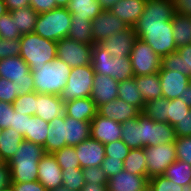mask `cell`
<instances>
[{"instance_id":"2644e50d","label":"cell","mask_w":191,"mask_h":191,"mask_svg":"<svg viewBox=\"0 0 191 191\" xmlns=\"http://www.w3.org/2000/svg\"><path fill=\"white\" fill-rule=\"evenodd\" d=\"M145 191H152L149 187Z\"/></svg>"},{"instance_id":"9a60e30c","label":"cell","mask_w":191,"mask_h":191,"mask_svg":"<svg viewBox=\"0 0 191 191\" xmlns=\"http://www.w3.org/2000/svg\"><path fill=\"white\" fill-rule=\"evenodd\" d=\"M122 124L99 114L90 122V137L102 144L121 140Z\"/></svg>"},{"instance_id":"7c38bea8","label":"cell","mask_w":191,"mask_h":191,"mask_svg":"<svg viewBox=\"0 0 191 191\" xmlns=\"http://www.w3.org/2000/svg\"><path fill=\"white\" fill-rule=\"evenodd\" d=\"M93 45L65 37L57 41V58L71 68L91 64Z\"/></svg>"},{"instance_id":"816d5d0a","label":"cell","mask_w":191,"mask_h":191,"mask_svg":"<svg viewBox=\"0 0 191 191\" xmlns=\"http://www.w3.org/2000/svg\"><path fill=\"white\" fill-rule=\"evenodd\" d=\"M14 106L9 102L0 101V127L5 130L12 125Z\"/></svg>"},{"instance_id":"4fadbf2b","label":"cell","mask_w":191,"mask_h":191,"mask_svg":"<svg viewBox=\"0 0 191 191\" xmlns=\"http://www.w3.org/2000/svg\"><path fill=\"white\" fill-rule=\"evenodd\" d=\"M128 26L110 11L103 10L92 20V39L95 44H100L112 34H118Z\"/></svg>"},{"instance_id":"ee69618b","label":"cell","mask_w":191,"mask_h":191,"mask_svg":"<svg viewBox=\"0 0 191 191\" xmlns=\"http://www.w3.org/2000/svg\"><path fill=\"white\" fill-rule=\"evenodd\" d=\"M22 34L17 30V25L12 19L10 12L0 17V38L12 40L20 38Z\"/></svg>"},{"instance_id":"b9f144b4","label":"cell","mask_w":191,"mask_h":191,"mask_svg":"<svg viewBox=\"0 0 191 191\" xmlns=\"http://www.w3.org/2000/svg\"><path fill=\"white\" fill-rule=\"evenodd\" d=\"M189 110L190 108L179 98L167 100L168 124L176 125Z\"/></svg>"},{"instance_id":"6f0895ef","label":"cell","mask_w":191,"mask_h":191,"mask_svg":"<svg viewBox=\"0 0 191 191\" xmlns=\"http://www.w3.org/2000/svg\"><path fill=\"white\" fill-rule=\"evenodd\" d=\"M12 191H48L38 180L32 182L12 183Z\"/></svg>"},{"instance_id":"ba28073f","label":"cell","mask_w":191,"mask_h":191,"mask_svg":"<svg viewBox=\"0 0 191 191\" xmlns=\"http://www.w3.org/2000/svg\"><path fill=\"white\" fill-rule=\"evenodd\" d=\"M94 74L91 64L71 68L67 84L59 94L60 99L65 103L70 100L90 97L93 89Z\"/></svg>"},{"instance_id":"7a4b0ae2","label":"cell","mask_w":191,"mask_h":191,"mask_svg":"<svg viewBox=\"0 0 191 191\" xmlns=\"http://www.w3.org/2000/svg\"><path fill=\"white\" fill-rule=\"evenodd\" d=\"M44 154L42 145L23 140L8 162L12 183L37 181L38 163Z\"/></svg>"},{"instance_id":"d590c367","label":"cell","mask_w":191,"mask_h":191,"mask_svg":"<svg viewBox=\"0 0 191 191\" xmlns=\"http://www.w3.org/2000/svg\"><path fill=\"white\" fill-rule=\"evenodd\" d=\"M49 122L44 121L38 116H29L28 133L23 137L24 140L45 146Z\"/></svg>"},{"instance_id":"8d00e7d4","label":"cell","mask_w":191,"mask_h":191,"mask_svg":"<svg viewBox=\"0 0 191 191\" xmlns=\"http://www.w3.org/2000/svg\"><path fill=\"white\" fill-rule=\"evenodd\" d=\"M124 170L135 175L147 177V165L144 148L130 149L124 163Z\"/></svg>"},{"instance_id":"f546056e","label":"cell","mask_w":191,"mask_h":191,"mask_svg":"<svg viewBox=\"0 0 191 191\" xmlns=\"http://www.w3.org/2000/svg\"><path fill=\"white\" fill-rule=\"evenodd\" d=\"M21 133L9 127L0 137V161L9 162L23 141Z\"/></svg>"},{"instance_id":"03108f58","label":"cell","mask_w":191,"mask_h":191,"mask_svg":"<svg viewBox=\"0 0 191 191\" xmlns=\"http://www.w3.org/2000/svg\"><path fill=\"white\" fill-rule=\"evenodd\" d=\"M70 0H52V9L55 8H66Z\"/></svg>"},{"instance_id":"83f0119b","label":"cell","mask_w":191,"mask_h":191,"mask_svg":"<svg viewBox=\"0 0 191 191\" xmlns=\"http://www.w3.org/2000/svg\"><path fill=\"white\" fill-rule=\"evenodd\" d=\"M135 84L138 87L145 103L162 97L160 77L158 73L145 76H136Z\"/></svg>"},{"instance_id":"94428289","label":"cell","mask_w":191,"mask_h":191,"mask_svg":"<svg viewBox=\"0 0 191 191\" xmlns=\"http://www.w3.org/2000/svg\"><path fill=\"white\" fill-rule=\"evenodd\" d=\"M8 12L30 6V0H4Z\"/></svg>"},{"instance_id":"e575fe53","label":"cell","mask_w":191,"mask_h":191,"mask_svg":"<svg viewBox=\"0 0 191 191\" xmlns=\"http://www.w3.org/2000/svg\"><path fill=\"white\" fill-rule=\"evenodd\" d=\"M68 37L89 45H94L92 39V20L71 17Z\"/></svg>"},{"instance_id":"30bf717a","label":"cell","mask_w":191,"mask_h":191,"mask_svg":"<svg viewBox=\"0 0 191 191\" xmlns=\"http://www.w3.org/2000/svg\"><path fill=\"white\" fill-rule=\"evenodd\" d=\"M134 76H145L158 73L161 69V57L151 46L138 38L130 54Z\"/></svg>"},{"instance_id":"6da1fadb","label":"cell","mask_w":191,"mask_h":191,"mask_svg":"<svg viewBox=\"0 0 191 191\" xmlns=\"http://www.w3.org/2000/svg\"><path fill=\"white\" fill-rule=\"evenodd\" d=\"M175 13L173 0H146L141 17L133 26L138 38L161 58L177 51L172 25Z\"/></svg>"},{"instance_id":"89a4df30","label":"cell","mask_w":191,"mask_h":191,"mask_svg":"<svg viewBox=\"0 0 191 191\" xmlns=\"http://www.w3.org/2000/svg\"><path fill=\"white\" fill-rule=\"evenodd\" d=\"M3 134V129L0 127V137Z\"/></svg>"},{"instance_id":"277c9868","label":"cell","mask_w":191,"mask_h":191,"mask_svg":"<svg viewBox=\"0 0 191 191\" xmlns=\"http://www.w3.org/2000/svg\"><path fill=\"white\" fill-rule=\"evenodd\" d=\"M70 72L71 67L58 58L45 63L41 70L31 72L35 92L38 94L59 95L67 84Z\"/></svg>"},{"instance_id":"f1b7e54d","label":"cell","mask_w":191,"mask_h":191,"mask_svg":"<svg viewBox=\"0 0 191 191\" xmlns=\"http://www.w3.org/2000/svg\"><path fill=\"white\" fill-rule=\"evenodd\" d=\"M67 10L74 18L93 20L103 10L97 0H70Z\"/></svg>"},{"instance_id":"cb8c5ba5","label":"cell","mask_w":191,"mask_h":191,"mask_svg":"<svg viewBox=\"0 0 191 191\" xmlns=\"http://www.w3.org/2000/svg\"><path fill=\"white\" fill-rule=\"evenodd\" d=\"M146 0H120L110 8L128 27H133L141 17Z\"/></svg>"},{"instance_id":"9f6ffc18","label":"cell","mask_w":191,"mask_h":191,"mask_svg":"<svg viewBox=\"0 0 191 191\" xmlns=\"http://www.w3.org/2000/svg\"><path fill=\"white\" fill-rule=\"evenodd\" d=\"M12 184V176L8 162L0 161V191L8 190Z\"/></svg>"},{"instance_id":"003e7915","label":"cell","mask_w":191,"mask_h":191,"mask_svg":"<svg viewBox=\"0 0 191 191\" xmlns=\"http://www.w3.org/2000/svg\"><path fill=\"white\" fill-rule=\"evenodd\" d=\"M8 12L4 0H0V17Z\"/></svg>"},{"instance_id":"603a6c76","label":"cell","mask_w":191,"mask_h":191,"mask_svg":"<svg viewBox=\"0 0 191 191\" xmlns=\"http://www.w3.org/2000/svg\"><path fill=\"white\" fill-rule=\"evenodd\" d=\"M160 71H176L191 78V44L181 46L176 52L163 56Z\"/></svg>"},{"instance_id":"7dc6e473","label":"cell","mask_w":191,"mask_h":191,"mask_svg":"<svg viewBox=\"0 0 191 191\" xmlns=\"http://www.w3.org/2000/svg\"><path fill=\"white\" fill-rule=\"evenodd\" d=\"M174 143L177 159L191 165V136L177 137Z\"/></svg>"},{"instance_id":"680465c9","label":"cell","mask_w":191,"mask_h":191,"mask_svg":"<svg viewBox=\"0 0 191 191\" xmlns=\"http://www.w3.org/2000/svg\"><path fill=\"white\" fill-rule=\"evenodd\" d=\"M30 6L41 14L52 10V0H30Z\"/></svg>"},{"instance_id":"8992f818","label":"cell","mask_w":191,"mask_h":191,"mask_svg":"<svg viewBox=\"0 0 191 191\" xmlns=\"http://www.w3.org/2000/svg\"><path fill=\"white\" fill-rule=\"evenodd\" d=\"M71 13L67 8H55L38 15L34 33L42 38L59 41L68 37Z\"/></svg>"},{"instance_id":"4dcf8cb0","label":"cell","mask_w":191,"mask_h":191,"mask_svg":"<svg viewBox=\"0 0 191 191\" xmlns=\"http://www.w3.org/2000/svg\"><path fill=\"white\" fill-rule=\"evenodd\" d=\"M172 25L176 47L191 44V16L176 12L172 17Z\"/></svg>"},{"instance_id":"2e32d148","label":"cell","mask_w":191,"mask_h":191,"mask_svg":"<svg viewBox=\"0 0 191 191\" xmlns=\"http://www.w3.org/2000/svg\"><path fill=\"white\" fill-rule=\"evenodd\" d=\"M38 181L48 190L63 185L62 169L51 153H45L38 163Z\"/></svg>"},{"instance_id":"681fc988","label":"cell","mask_w":191,"mask_h":191,"mask_svg":"<svg viewBox=\"0 0 191 191\" xmlns=\"http://www.w3.org/2000/svg\"><path fill=\"white\" fill-rule=\"evenodd\" d=\"M83 178L85 183L107 184L108 178L101 166L83 168Z\"/></svg>"},{"instance_id":"91938a15","label":"cell","mask_w":191,"mask_h":191,"mask_svg":"<svg viewBox=\"0 0 191 191\" xmlns=\"http://www.w3.org/2000/svg\"><path fill=\"white\" fill-rule=\"evenodd\" d=\"M175 12L191 16V0H173Z\"/></svg>"},{"instance_id":"ac0fdd59","label":"cell","mask_w":191,"mask_h":191,"mask_svg":"<svg viewBox=\"0 0 191 191\" xmlns=\"http://www.w3.org/2000/svg\"><path fill=\"white\" fill-rule=\"evenodd\" d=\"M81 169L100 166L105 159L104 144L91 137L75 146Z\"/></svg>"},{"instance_id":"7402d4cb","label":"cell","mask_w":191,"mask_h":191,"mask_svg":"<svg viewBox=\"0 0 191 191\" xmlns=\"http://www.w3.org/2000/svg\"><path fill=\"white\" fill-rule=\"evenodd\" d=\"M162 97L167 100L179 98L184 88L191 83V78L176 71H159Z\"/></svg>"},{"instance_id":"f6af8a7d","label":"cell","mask_w":191,"mask_h":191,"mask_svg":"<svg viewBox=\"0 0 191 191\" xmlns=\"http://www.w3.org/2000/svg\"><path fill=\"white\" fill-rule=\"evenodd\" d=\"M149 188L152 191H188L185 187L172 182L164 175L154 176L149 179Z\"/></svg>"},{"instance_id":"be15d7a7","label":"cell","mask_w":191,"mask_h":191,"mask_svg":"<svg viewBox=\"0 0 191 191\" xmlns=\"http://www.w3.org/2000/svg\"><path fill=\"white\" fill-rule=\"evenodd\" d=\"M189 108H191V83H189L183 90L179 97Z\"/></svg>"},{"instance_id":"4316f807","label":"cell","mask_w":191,"mask_h":191,"mask_svg":"<svg viewBox=\"0 0 191 191\" xmlns=\"http://www.w3.org/2000/svg\"><path fill=\"white\" fill-rule=\"evenodd\" d=\"M65 122V115L62 117H55L49 122L47 138L45 141V153L53 154L55 151L63 147H67L65 139H63L62 123Z\"/></svg>"},{"instance_id":"f35d334b","label":"cell","mask_w":191,"mask_h":191,"mask_svg":"<svg viewBox=\"0 0 191 191\" xmlns=\"http://www.w3.org/2000/svg\"><path fill=\"white\" fill-rule=\"evenodd\" d=\"M142 113L156 122L168 123L167 99L160 97L146 102Z\"/></svg>"},{"instance_id":"836d02e7","label":"cell","mask_w":191,"mask_h":191,"mask_svg":"<svg viewBox=\"0 0 191 191\" xmlns=\"http://www.w3.org/2000/svg\"><path fill=\"white\" fill-rule=\"evenodd\" d=\"M118 98L137 107L141 112L144 109L145 102L135 84V76L129 80L119 82Z\"/></svg>"},{"instance_id":"c3c4849f","label":"cell","mask_w":191,"mask_h":191,"mask_svg":"<svg viewBox=\"0 0 191 191\" xmlns=\"http://www.w3.org/2000/svg\"><path fill=\"white\" fill-rule=\"evenodd\" d=\"M20 38L7 40L0 38V60L7 57H14L20 55Z\"/></svg>"},{"instance_id":"52a82bcc","label":"cell","mask_w":191,"mask_h":191,"mask_svg":"<svg viewBox=\"0 0 191 191\" xmlns=\"http://www.w3.org/2000/svg\"><path fill=\"white\" fill-rule=\"evenodd\" d=\"M0 77L14 83L17 97L35 91L30 67L20 56L0 60Z\"/></svg>"},{"instance_id":"8fae6325","label":"cell","mask_w":191,"mask_h":191,"mask_svg":"<svg viewBox=\"0 0 191 191\" xmlns=\"http://www.w3.org/2000/svg\"><path fill=\"white\" fill-rule=\"evenodd\" d=\"M147 177L164 175L168 166L177 160L175 143L144 147Z\"/></svg>"},{"instance_id":"74e56055","label":"cell","mask_w":191,"mask_h":191,"mask_svg":"<svg viewBox=\"0 0 191 191\" xmlns=\"http://www.w3.org/2000/svg\"><path fill=\"white\" fill-rule=\"evenodd\" d=\"M121 140L130 148H143L141 146L140 123L137 118L122 123Z\"/></svg>"},{"instance_id":"6125c7cd","label":"cell","mask_w":191,"mask_h":191,"mask_svg":"<svg viewBox=\"0 0 191 191\" xmlns=\"http://www.w3.org/2000/svg\"><path fill=\"white\" fill-rule=\"evenodd\" d=\"M80 191H108V184L85 183Z\"/></svg>"},{"instance_id":"f907efd6","label":"cell","mask_w":191,"mask_h":191,"mask_svg":"<svg viewBox=\"0 0 191 191\" xmlns=\"http://www.w3.org/2000/svg\"><path fill=\"white\" fill-rule=\"evenodd\" d=\"M16 98V86L14 83L0 77V101L13 104Z\"/></svg>"},{"instance_id":"db71d44e","label":"cell","mask_w":191,"mask_h":191,"mask_svg":"<svg viewBox=\"0 0 191 191\" xmlns=\"http://www.w3.org/2000/svg\"><path fill=\"white\" fill-rule=\"evenodd\" d=\"M28 126L29 116L16 112L14 108L12 125H10V127L21 133V135L24 137L28 133Z\"/></svg>"},{"instance_id":"d4e9b609","label":"cell","mask_w":191,"mask_h":191,"mask_svg":"<svg viewBox=\"0 0 191 191\" xmlns=\"http://www.w3.org/2000/svg\"><path fill=\"white\" fill-rule=\"evenodd\" d=\"M63 139L67 146L75 147L77 144L90 138V122L78 121L65 115L62 123Z\"/></svg>"},{"instance_id":"44dd1931","label":"cell","mask_w":191,"mask_h":191,"mask_svg":"<svg viewBox=\"0 0 191 191\" xmlns=\"http://www.w3.org/2000/svg\"><path fill=\"white\" fill-rule=\"evenodd\" d=\"M64 115L65 103L60 99L59 95L38 94L36 92L35 116L50 122L55 117H62Z\"/></svg>"},{"instance_id":"ab89813d","label":"cell","mask_w":191,"mask_h":191,"mask_svg":"<svg viewBox=\"0 0 191 191\" xmlns=\"http://www.w3.org/2000/svg\"><path fill=\"white\" fill-rule=\"evenodd\" d=\"M57 163L61 169H72L73 167H81L76 154L75 147L67 146L53 153Z\"/></svg>"},{"instance_id":"9c48e42d","label":"cell","mask_w":191,"mask_h":191,"mask_svg":"<svg viewBox=\"0 0 191 191\" xmlns=\"http://www.w3.org/2000/svg\"><path fill=\"white\" fill-rule=\"evenodd\" d=\"M137 121L140 123L141 146L143 148L175 142L177 138L174 127L166 122H156L146 117L142 112L137 117Z\"/></svg>"},{"instance_id":"a7ac6f4b","label":"cell","mask_w":191,"mask_h":191,"mask_svg":"<svg viewBox=\"0 0 191 191\" xmlns=\"http://www.w3.org/2000/svg\"><path fill=\"white\" fill-rule=\"evenodd\" d=\"M50 191H71L68 187H65L64 185L58 186L57 188H54Z\"/></svg>"},{"instance_id":"3957f363","label":"cell","mask_w":191,"mask_h":191,"mask_svg":"<svg viewBox=\"0 0 191 191\" xmlns=\"http://www.w3.org/2000/svg\"><path fill=\"white\" fill-rule=\"evenodd\" d=\"M20 44L19 56L29 65L31 72L41 70L45 63L57 58V42L35 33L23 34Z\"/></svg>"},{"instance_id":"7bdbcfd3","label":"cell","mask_w":191,"mask_h":191,"mask_svg":"<svg viewBox=\"0 0 191 191\" xmlns=\"http://www.w3.org/2000/svg\"><path fill=\"white\" fill-rule=\"evenodd\" d=\"M13 106L16 112L28 116H34L36 109V92L34 91L29 94H22L18 96L14 100Z\"/></svg>"},{"instance_id":"ffe728a7","label":"cell","mask_w":191,"mask_h":191,"mask_svg":"<svg viewBox=\"0 0 191 191\" xmlns=\"http://www.w3.org/2000/svg\"><path fill=\"white\" fill-rule=\"evenodd\" d=\"M107 184L108 191H145L149 187V178L122 170L110 177Z\"/></svg>"},{"instance_id":"bcb514c9","label":"cell","mask_w":191,"mask_h":191,"mask_svg":"<svg viewBox=\"0 0 191 191\" xmlns=\"http://www.w3.org/2000/svg\"><path fill=\"white\" fill-rule=\"evenodd\" d=\"M104 147L105 156L115 160L124 161L130 151V148L122 140L104 144Z\"/></svg>"},{"instance_id":"11a10c76","label":"cell","mask_w":191,"mask_h":191,"mask_svg":"<svg viewBox=\"0 0 191 191\" xmlns=\"http://www.w3.org/2000/svg\"><path fill=\"white\" fill-rule=\"evenodd\" d=\"M176 137H188L191 136V108L187 114L173 126Z\"/></svg>"},{"instance_id":"d6a6232c","label":"cell","mask_w":191,"mask_h":191,"mask_svg":"<svg viewBox=\"0 0 191 191\" xmlns=\"http://www.w3.org/2000/svg\"><path fill=\"white\" fill-rule=\"evenodd\" d=\"M12 19L17 25V30L23 34L34 33L38 13L29 6L20 9H15L10 12Z\"/></svg>"},{"instance_id":"e7e4bbea","label":"cell","mask_w":191,"mask_h":191,"mask_svg":"<svg viewBox=\"0 0 191 191\" xmlns=\"http://www.w3.org/2000/svg\"><path fill=\"white\" fill-rule=\"evenodd\" d=\"M98 3L100 4L102 10H106L109 11L110 8L116 4L117 2H119L120 0H97Z\"/></svg>"},{"instance_id":"e0dca14e","label":"cell","mask_w":191,"mask_h":191,"mask_svg":"<svg viewBox=\"0 0 191 191\" xmlns=\"http://www.w3.org/2000/svg\"><path fill=\"white\" fill-rule=\"evenodd\" d=\"M97 114L122 124L127 120L137 118L141 111L137 107L117 98L99 106Z\"/></svg>"},{"instance_id":"60d3db41","label":"cell","mask_w":191,"mask_h":191,"mask_svg":"<svg viewBox=\"0 0 191 191\" xmlns=\"http://www.w3.org/2000/svg\"><path fill=\"white\" fill-rule=\"evenodd\" d=\"M81 167L62 169L63 185L71 191H80L84 186V178Z\"/></svg>"},{"instance_id":"d6986e66","label":"cell","mask_w":191,"mask_h":191,"mask_svg":"<svg viewBox=\"0 0 191 191\" xmlns=\"http://www.w3.org/2000/svg\"><path fill=\"white\" fill-rule=\"evenodd\" d=\"M118 85L119 82L110 76L94 74L93 89L90 97L94 101L96 108L118 98Z\"/></svg>"},{"instance_id":"f5cc1de1","label":"cell","mask_w":191,"mask_h":191,"mask_svg":"<svg viewBox=\"0 0 191 191\" xmlns=\"http://www.w3.org/2000/svg\"><path fill=\"white\" fill-rule=\"evenodd\" d=\"M123 163L124 161L122 160H115L111 159V157L105 156V159L100 166L109 179L110 177L116 175L118 172L124 170Z\"/></svg>"},{"instance_id":"1f68e13d","label":"cell","mask_w":191,"mask_h":191,"mask_svg":"<svg viewBox=\"0 0 191 191\" xmlns=\"http://www.w3.org/2000/svg\"><path fill=\"white\" fill-rule=\"evenodd\" d=\"M164 176L191 191V165L188 163L175 160L168 166Z\"/></svg>"},{"instance_id":"5bb4252c","label":"cell","mask_w":191,"mask_h":191,"mask_svg":"<svg viewBox=\"0 0 191 191\" xmlns=\"http://www.w3.org/2000/svg\"><path fill=\"white\" fill-rule=\"evenodd\" d=\"M137 39L138 36L134 31V27H127L118 34H112L100 44L105 47L112 57L119 59L130 57L132 47L135 45Z\"/></svg>"},{"instance_id":"484cf974","label":"cell","mask_w":191,"mask_h":191,"mask_svg":"<svg viewBox=\"0 0 191 191\" xmlns=\"http://www.w3.org/2000/svg\"><path fill=\"white\" fill-rule=\"evenodd\" d=\"M97 114V108L91 97L65 102V115L78 121L91 122Z\"/></svg>"},{"instance_id":"5b68a950","label":"cell","mask_w":191,"mask_h":191,"mask_svg":"<svg viewBox=\"0 0 191 191\" xmlns=\"http://www.w3.org/2000/svg\"><path fill=\"white\" fill-rule=\"evenodd\" d=\"M91 65L95 73L110 76L118 82L134 77L130 57H112L101 44L93 45Z\"/></svg>"}]
</instances>
